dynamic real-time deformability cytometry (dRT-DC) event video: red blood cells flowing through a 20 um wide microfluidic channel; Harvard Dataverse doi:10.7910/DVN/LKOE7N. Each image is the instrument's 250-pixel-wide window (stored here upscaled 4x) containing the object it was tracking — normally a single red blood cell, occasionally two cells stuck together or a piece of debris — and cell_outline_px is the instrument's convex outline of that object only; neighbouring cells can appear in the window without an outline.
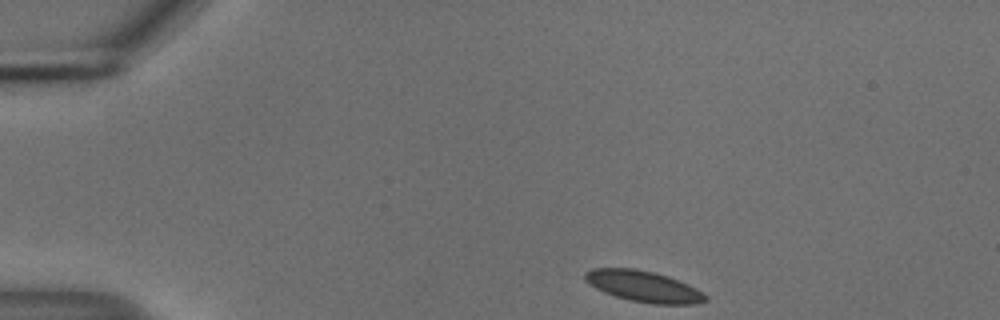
{"species": "common noctule bat (a hibernating species)", "species_latin": "Nyctalus noctula", "temperature_condition": "cold", "stored_images_in_passage": 46, "camera_frame_rate_fps": 3000, "um_per_image_px": 0.085, "animal": {"sex": "male", "body_mass_g": 18.8}, "frame": {"image": 1, "passage_image": 1, "time_ms": 0.0, "image_size_px": [1000, 320], "cell_outline_px": [[708, 300], [696, 304], [652, 304], [632, 300], [616, 296], [604, 292], [596, 288], [584, 280], [584, 272], [592, 268], [636, 268], [668, 276], [688, 284], [696, 288], [708, 296]], "centroid_in_image_um": [54.71, 24.33], "position_along_channel_um": 30.3, "area_um2": 21.79}}
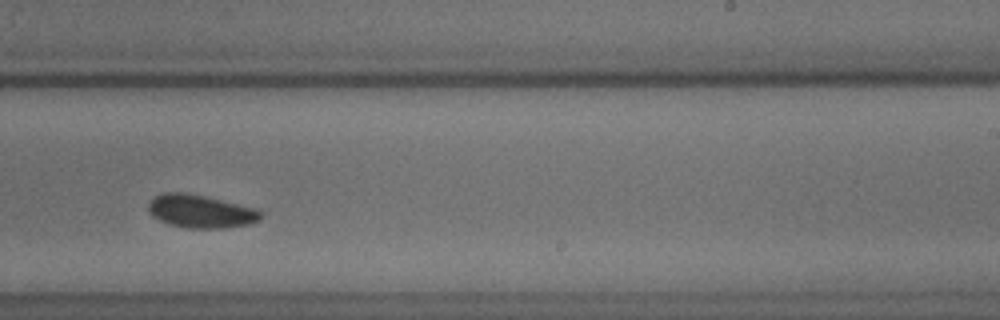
{"frame": {"image": 2, "passage_image": 26, "time_ms": 8.333, "image_size_px": [1000, 320], "cell_outline_px": [[264, 216], [260, 220], [248, 224], [228, 228], [188, 228], [168, 224], [152, 216], [148, 212], [148, 204], [156, 196], [164, 192], [184, 192], [204, 196], [256, 208], [264, 212]], "centroid_in_image_um": [17.08, 17.97], "position_along_channel_um": 271.9, "area_um2": 21.79}}
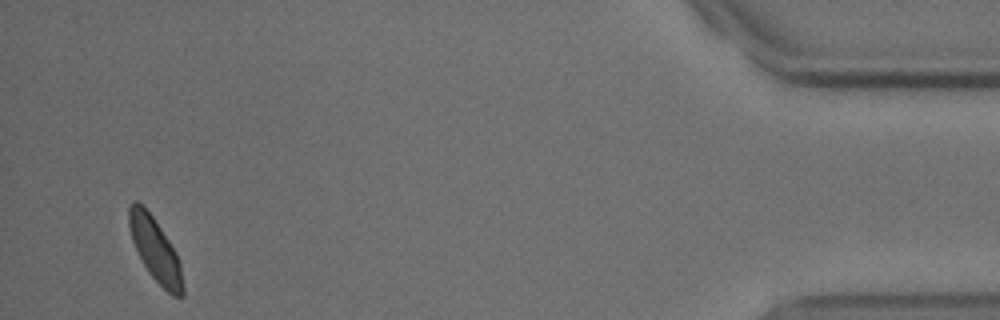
{"frame": {"image": 3, "passage_image": 44, "time_ms": 14.333, "image_size_px": [1000, 320], "cell_outline_px": [[184, 296], [172, 296], [148, 272], [132, 240], [128, 224], [128, 208], [136, 200], [152, 216], [176, 252], [180, 264], [184, 284]], "centroid_in_image_um": [13.21, 21.26], "position_along_channel_um": 422.0, "area_um2": 19.42}, "authors_computed_cell_mechanics": {"area_um2": 21.3282, "velocity_mm_per_s": 3.6797, "shape_relaxation_time_tau1_ms": 2.8587, "shape_relaxation_time_tau2_ms": null, "deformation_change_tau1": 0.0843, "deformation_change_tau2": null}}